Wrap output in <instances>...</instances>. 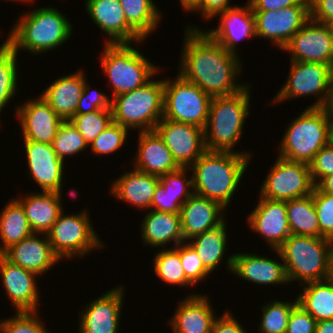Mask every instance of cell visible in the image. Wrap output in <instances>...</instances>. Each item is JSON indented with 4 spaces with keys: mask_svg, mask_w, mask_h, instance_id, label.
Here are the masks:
<instances>
[{
    "mask_svg": "<svg viewBox=\"0 0 333 333\" xmlns=\"http://www.w3.org/2000/svg\"><path fill=\"white\" fill-rule=\"evenodd\" d=\"M185 32L179 65L182 78L196 84L211 98L232 95L247 86L236 84L242 65L238 55L228 52L198 28L189 26Z\"/></svg>",
    "mask_w": 333,
    "mask_h": 333,
    "instance_id": "6da1fadb",
    "label": "cell"
},
{
    "mask_svg": "<svg viewBox=\"0 0 333 333\" xmlns=\"http://www.w3.org/2000/svg\"><path fill=\"white\" fill-rule=\"evenodd\" d=\"M251 155L247 152L206 150L188 169L193 192L220 203L224 208L239 186Z\"/></svg>",
    "mask_w": 333,
    "mask_h": 333,
    "instance_id": "7a4b0ae2",
    "label": "cell"
},
{
    "mask_svg": "<svg viewBox=\"0 0 333 333\" xmlns=\"http://www.w3.org/2000/svg\"><path fill=\"white\" fill-rule=\"evenodd\" d=\"M56 8L43 7L23 14L5 41L16 51L40 54L63 45L72 34V25Z\"/></svg>",
    "mask_w": 333,
    "mask_h": 333,
    "instance_id": "3957f363",
    "label": "cell"
},
{
    "mask_svg": "<svg viewBox=\"0 0 333 333\" xmlns=\"http://www.w3.org/2000/svg\"><path fill=\"white\" fill-rule=\"evenodd\" d=\"M274 252L284 263L288 282L298 279L303 286L329 277L333 252V240L329 238L291 234Z\"/></svg>",
    "mask_w": 333,
    "mask_h": 333,
    "instance_id": "277c9868",
    "label": "cell"
},
{
    "mask_svg": "<svg viewBox=\"0 0 333 333\" xmlns=\"http://www.w3.org/2000/svg\"><path fill=\"white\" fill-rule=\"evenodd\" d=\"M289 125L279 146L283 159L310 164L332 141L333 121L326 108L307 107Z\"/></svg>",
    "mask_w": 333,
    "mask_h": 333,
    "instance_id": "5b68a950",
    "label": "cell"
},
{
    "mask_svg": "<svg viewBox=\"0 0 333 333\" xmlns=\"http://www.w3.org/2000/svg\"><path fill=\"white\" fill-rule=\"evenodd\" d=\"M249 89L247 84L238 93L211 99L208 121L204 129L207 150L233 152L232 148L239 141L245 119L250 113Z\"/></svg>",
    "mask_w": 333,
    "mask_h": 333,
    "instance_id": "8992f818",
    "label": "cell"
},
{
    "mask_svg": "<svg viewBox=\"0 0 333 333\" xmlns=\"http://www.w3.org/2000/svg\"><path fill=\"white\" fill-rule=\"evenodd\" d=\"M164 79L112 98L113 122L128 129L151 131L163 118Z\"/></svg>",
    "mask_w": 333,
    "mask_h": 333,
    "instance_id": "52a82bcc",
    "label": "cell"
},
{
    "mask_svg": "<svg viewBox=\"0 0 333 333\" xmlns=\"http://www.w3.org/2000/svg\"><path fill=\"white\" fill-rule=\"evenodd\" d=\"M131 43H105L101 67L113 87V97L149 82L159 70Z\"/></svg>",
    "mask_w": 333,
    "mask_h": 333,
    "instance_id": "ba28073f",
    "label": "cell"
},
{
    "mask_svg": "<svg viewBox=\"0 0 333 333\" xmlns=\"http://www.w3.org/2000/svg\"><path fill=\"white\" fill-rule=\"evenodd\" d=\"M211 99L179 74L173 81L164 79L163 118L205 129Z\"/></svg>",
    "mask_w": 333,
    "mask_h": 333,
    "instance_id": "9c48e42d",
    "label": "cell"
},
{
    "mask_svg": "<svg viewBox=\"0 0 333 333\" xmlns=\"http://www.w3.org/2000/svg\"><path fill=\"white\" fill-rule=\"evenodd\" d=\"M87 210L75 215H59L47 233L53 253L60 259L82 257L94 249L104 248L90 223ZM85 254V255H84Z\"/></svg>",
    "mask_w": 333,
    "mask_h": 333,
    "instance_id": "30bf717a",
    "label": "cell"
},
{
    "mask_svg": "<svg viewBox=\"0 0 333 333\" xmlns=\"http://www.w3.org/2000/svg\"><path fill=\"white\" fill-rule=\"evenodd\" d=\"M314 186L310 164L278 156L261 186L259 195L269 200L289 201L311 195Z\"/></svg>",
    "mask_w": 333,
    "mask_h": 333,
    "instance_id": "8fae6325",
    "label": "cell"
},
{
    "mask_svg": "<svg viewBox=\"0 0 333 333\" xmlns=\"http://www.w3.org/2000/svg\"><path fill=\"white\" fill-rule=\"evenodd\" d=\"M289 70L286 84L276 94L274 101L320 95L317 102L309 107L326 108L332 91L330 65L291 61Z\"/></svg>",
    "mask_w": 333,
    "mask_h": 333,
    "instance_id": "7c38bea8",
    "label": "cell"
},
{
    "mask_svg": "<svg viewBox=\"0 0 333 333\" xmlns=\"http://www.w3.org/2000/svg\"><path fill=\"white\" fill-rule=\"evenodd\" d=\"M180 168H189L207 149L204 129L162 118L154 129Z\"/></svg>",
    "mask_w": 333,
    "mask_h": 333,
    "instance_id": "4fadbf2b",
    "label": "cell"
},
{
    "mask_svg": "<svg viewBox=\"0 0 333 333\" xmlns=\"http://www.w3.org/2000/svg\"><path fill=\"white\" fill-rule=\"evenodd\" d=\"M255 37L268 38L283 49L310 19V5H296L277 11H253Z\"/></svg>",
    "mask_w": 333,
    "mask_h": 333,
    "instance_id": "5bb4252c",
    "label": "cell"
},
{
    "mask_svg": "<svg viewBox=\"0 0 333 333\" xmlns=\"http://www.w3.org/2000/svg\"><path fill=\"white\" fill-rule=\"evenodd\" d=\"M282 50L291 53V61L323 63L331 66L333 27L310 18Z\"/></svg>",
    "mask_w": 333,
    "mask_h": 333,
    "instance_id": "9a60e30c",
    "label": "cell"
},
{
    "mask_svg": "<svg viewBox=\"0 0 333 333\" xmlns=\"http://www.w3.org/2000/svg\"><path fill=\"white\" fill-rule=\"evenodd\" d=\"M29 174L44 192L61 193L64 161L51 144L24 140Z\"/></svg>",
    "mask_w": 333,
    "mask_h": 333,
    "instance_id": "2e32d148",
    "label": "cell"
},
{
    "mask_svg": "<svg viewBox=\"0 0 333 333\" xmlns=\"http://www.w3.org/2000/svg\"><path fill=\"white\" fill-rule=\"evenodd\" d=\"M250 228L262 235L271 249H278L291 235L286 201L260 197L257 206L248 215Z\"/></svg>",
    "mask_w": 333,
    "mask_h": 333,
    "instance_id": "e0dca14e",
    "label": "cell"
},
{
    "mask_svg": "<svg viewBox=\"0 0 333 333\" xmlns=\"http://www.w3.org/2000/svg\"><path fill=\"white\" fill-rule=\"evenodd\" d=\"M123 286L115 287L89 303L79 318V333H118Z\"/></svg>",
    "mask_w": 333,
    "mask_h": 333,
    "instance_id": "ac0fdd59",
    "label": "cell"
},
{
    "mask_svg": "<svg viewBox=\"0 0 333 333\" xmlns=\"http://www.w3.org/2000/svg\"><path fill=\"white\" fill-rule=\"evenodd\" d=\"M24 140L52 144L63 120L41 97L30 99L16 108Z\"/></svg>",
    "mask_w": 333,
    "mask_h": 333,
    "instance_id": "d6986e66",
    "label": "cell"
},
{
    "mask_svg": "<svg viewBox=\"0 0 333 333\" xmlns=\"http://www.w3.org/2000/svg\"><path fill=\"white\" fill-rule=\"evenodd\" d=\"M0 272L16 312H37L40 296L35 278L38 274L11 263L3 255H0Z\"/></svg>",
    "mask_w": 333,
    "mask_h": 333,
    "instance_id": "ffe728a7",
    "label": "cell"
},
{
    "mask_svg": "<svg viewBox=\"0 0 333 333\" xmlns=\"http://www.w3.org/2000/svg\"><path fill=\"white\" fill-rule=\"evenodd\" d=\"M85 4L89 17L109 36L107 43L133 44L144 40L127 23L119 0H86Z\"/></svg>",
    "mask_w": 333,
    "mask_h": 333,
    "instance_id": "44dd1931",
    "label": "cell"
},
{
    "mask_svg": "<svg viewBox=\"0 0 333 333\" xmlns=\"http://www.w3.org/2000/svg\"><path fill=\"white\" fill-rule=\"evenodd\" d=\"M223 210L220 203L193 194L180 209L184 241L222 225L226 221Z\"/></svg>",
    "mask_w": 333,
    "mask_h": 333,
    "instance_id": "7402d4cb",
    "label": "cell"
},
{
    "mask_svg": "<svg viewBox=\"0 0 333 333\" xmlns=\"http://www.w3.org/2000/svg\"><path fill=\"white\" fill-rule=\"evenodd\" d=\"M228 270L236 276L260 285L289 283L284 263L255 254L238 253L227 259Z\"/></svg>",
    "mask_w": 333,
    "mask_h": 333,
    "instance_id": "603a6c76",
    "label": "cell"
},
{
    "mask_svg": "<svg viewBox=\"0 0 333 333\" xmlns=\"http://www.w3.org/2000/svg\"><path fill=\"white\" fill-rule=\"evenodd\" d=\"M217 15L221 16L220 25L205 32L228 52L238 55L235 51L236 43L256 36L255 18L250 4L247 2L245 7L235 5Z\"/></svg>",
    "mask_w": 333,
    "mask_h": 333,
    "instance_id": "cb8c5ba5",
    "label": "cell"
},
{
    "mask_svg": "<svg viewBox=\"0 0 333 333\" xmlns=\"http://www.w3.org/2000/svg\"><path fill=\"white\" fill-rule=\"evenodd\" d=\"M11 263L40 275L60 261L53 253L47 234L42 239L38 233L12 245L2 254Z\"/></svg>",
    "mask_w": 333,
    "mask_h": 333,
    "instance_id": "d4e9b609",
    "label": "cell"
},
{
    "mask_svg": "<svg viewBox=\"0 0 333 333\" xmlns=\"http://www.w3.org/2000/svg\"><path fill=\"white\" fill-rule=\"evenodd\" d=\"M139 145L135 158V169L156 176L178 170L171 151L155 130L139 131Z\"/></svg>",
    "mask_w": 333,
    "mask_h": 333,
    "instance_id": "484cf974",
    "label": "cell"
},
{
    "mask_svg": "<svg viewBox=\"0 0 333 333\" xmlns=\"http://www.w3.org/2000/svg\"><path fill=\"white\" fill-rule=\"evenodd\" d=\"M170 320L174 333H211L215 315L205 295H190L178 303Z\"/></svg>",
    "mask_w": 333,
    "mask_h": 333,
    "instance_id": "4316f807",
    "label": "cell"
},
{
    "mask_svg": "<svg viewBox=\"0 0 333 333\" xmlns=\"http://www.w3.org/2000/svg\"><path fill=\"white\" fill-rule=\"evenodd\" d=\"M187 169L179 168L158 176L159 183L151 203L153 210L180 214L182 205L194 194L192 178L187 180L185 177Z\"/></svg>",
    "mask_w": 333,
    "mask_h": 333,
    "instance_id": "83f0119b",
    "label": "cell"
},
{
    "mask_svg": "<svg viewBox=\"0 0 333 333\" xmlns=\"http://www.w3.org/2000/svg\"><path fill=\"white\" fill-rule=\"evenodd\" d=\"M85 81V74L77 70L56 79L40 96L63 121H69L76 113Z\"/></svg>",
    "mask_w": 333,
    "mask_h": 333,
    "instance_id": "f1b7e54d",
    "label": "cell"
},
{
    "mask_svg": "<svg viewBox=\"0 0 333 333\" xmlns=\"http://www.w3.org/2000/svg\"><path fill=\"white\" fill-rule=\"evenodd\" d=\"M61 199V193L42 191L16 200L24 208L33 233L45 235L63 212Z\"/></svg>",
    "mask_w": 333,
    "mask_h": 333,
    "instance_id": "f546056e",
    "label": "cell"
},
{
    "mask_svg": "<svg viewBox=\"0 0 333 333\" xmlns=\"http://www.w3.org/2000/svg\"><path fill=\"white\" fill-rule=\"evenodd\" d=\"M111 192L117 199L129 202L138 208L151 209L152 198L159 183L156 175L138 170L125 172L112 182Z\"/></svg>",
    "mask_w": 333,
    "mask_h": 333,
    "instance_id": "4dcf8cb0",
    "label": "cell"
},
{
    "mask_svg": "<svg viewBox=\"0 0 333 333\" xmlns=\"http://www.w3.org/2000/svg\"><path fill=\"white\" fill-rule=\"evenodd\" d=\"M151 210L140 225L144 244L159 248L169 242H174L175 247L183 243L180 214Z\"/></svg>",
    "mask_w": 333,
    "mask_h": 333,
    "instance_id": "1f68e13d",
    "label": "cell"
},
{
    "mask_svg": "<svg viewBox=\"0 0 333 333\" xmlns=\"http://www.w3.org/2000/svg\"><path fill=\"white\" fill-rule=\"evenodd\" d=\"M298 304L317 322L333 319V283L329 280L305 283Z\"/></svg>",
    "mask_w": 333,
    "mask_h": 333,
    "instance_id": "d6a6232c",
    "label": "cell"
},
{
    "mask_svg": "<svg viewBox=\"0 0 333 333\" xmlns=\"http://www.w3.org/2000/svg\"><path fill=\"white\" fill-rule=\"evenodd\" d=\"M32 234L22 205L16 199L9 201L0 214V255Z\"/></svg>",
    "mask_w": 333,
    "mask_h": 333,
    "instance_id": "836d02e7",
    "label": "cell"
},
{
    "mask_svg": "<svg viewBox=\"0 0 333 333\" xmlns=\"http://www.w3.org/2000/svg\"><path fill=\"white\" fill-rule=\"evenodd\" d=\"M291 234L320 237V226L312 194L286 201Z\"/></svg>",
    "mask_w": 333,
    "mask_h": 333,
    "instance_id": "e575fe53",
    "label": "cell"
},
{
    "mask_svg": "<svg viewBox=\"0 0 333 333\" xmlns=\"http://www.w3.org/2000/svg\"><path fill=\"white\" fill-rule=\"evenodd\" d=\"M226 223L202 234L196 235L191 243L188 242L198 253L204 267L211 273L220 265L225 255L227 244Z\"/></svg>",
    "mask_w": 333,
    "mask_h": 333,
    "instance_id": "d590c367",
    "label": "cell"
},
{
    "mask_svg": "<svg viewBox=\"0 0 333 333\" xmlns=\"http://www.w3.org/2000/svg\"><path fill=\"white\" fill-rule=\"evenodd\" d=\"M127 23L143 38L149 37L161 19L153 0H119Z\"/></svg>",
    "mask_w": 333,
    "mask_h": 333,
    "instance_id": "8d00e7d4",
    "label": "cell"
},
{
    "mask_svg": "<svg viewBox=\"0 0 333 333\" xmlns=\"http://www.w3.org/2000/svg\"><path fill=\"white\" fill-rule=\"evenodd\" d=\"M154 272L160 280L177 286H192L186 278L179 257V245L170 249L160 250L154 258Z\"/></svg>",
    "mask_w": 333,
    "mask_h": 333,
    "instance_id": "74e56055",
    "label": "cell"
},
{
    "mask_svg": "<svg viewBox=\"0 0 333 333\" xmlns=\"http://www.w3.org/2000/svg\"><path fill=\"white\" fill-rule=\"evenodd\" d=\"M17 56V52L6 41L0 46V112L16 95Z\"/></svg>",
    "mask_w": 333,
    "mask_h": 333,
    "instance_id": "f35d334b",
    "label": "cell"
},
{
    "mask_svg": "<svg viewBox=\"0 0 333 333\" xmlns=\"http://www.w3.org/2000/svg\"><path fill=\"white\" fill-rule=\"evenodd\" d=\"M70 122L77 128L85 142L90 146L92 141L112 124V110L99 109L87 114H75L70 119Z\"/></svg>",
    "mask_w": 333,
    "mask_h": 333,
    "instance_id": "ab89813d",
    "label": "cell"
},
{
    "mask_svg": "<svg viewBox=\"0 0 333 333\" xmlns=\"http://www.w3.org/2000/svg\"><path fill=\"white\" fill-rule=\"evenodd\" d=\"M298 304L294 302L273 301L262 307L260 333H286L292 309Z\"/></svg>",
    "mask_w": 333,
    "mask_h": 333,
    "instance_id": "60d3db41",
    "label": "cell"
},
{
    "mask_svg": "<svg viewBox=\"0 0 333 333\" xmlns=\"http://www.w3.org/2000/svg\"><path fill=\"white\" fill-rule=\"evenodd\" d=\"M51 145L55 153L63 161L65 156L80 153L88 146L81 133L70 120L61 123Z\"/></svg>",
    "mask_w": 333,
    "mask_h": 333,
    "instance_id": "b9f144b4",
    "label": "cell"
},
{
    "mask_svg": "<svg viewBox=\"0 0 333 333\" xmlns=\"http://www.w3.org/2000/svg\"><path fill=\"white\" fill-rule=\"evenodd\" d=\"M128 128L112 122V124L95 138L91 145L94 154L113 153L123 146L128 135Z\"/></svg>",
    "mask_w": 333,
    "mask_h": 333,
    "instance_id": "7bdbcfd3",
    "label": "cell"
},
{
    "mask_svg": "<svg viewBox=\"0 0 333 333\" xmlns=\"http://www.w3.org/2000/svg\"><path fill=\"white\" fill-rule=\"evenodd\" d=\"M312 196L320 226V237L333 240V194L321 192L314 186Z\"/></svg>",
    "mask_w": 333,
    "mask_h": 333,
    "instance_id": "ee69618b",
    "label": "cell"
},
{
    "mask_svg": "<svg viewBox=\"0 0 333 333\" xmlns=\"http://www.w3.org/2000/svg\"><path fill=\"white\" fill-rule=\"evenodd\" d=\"M14 315L0 321L4 333H49L36 312H16Z\"/></svg>",
    "mask_w": 333,
    "mask_h": 333,
    "instance_id": "f6af8a7d",
    "label": "cell"
},
{
    "mask_svg": "<svg viewBox=\"0 0 333 333\" xmlns=\"http://www.w3.org/2000/svg\"><path fill=\"white\" fill-rule=\"evenodd\" d=\"M179 257L185 276L192 284H197L210 274L198 253L186 241L179 244Z\"/></svg>",
    "mask_w": 333,
    "mask_h": 333,
    "instance_id": "bcb514c9",
    "label": "cell"
},
{
    "mask_svg": "<svg viewBox=\"0 0 333 333\" xmlns=\"http://www.w3.org/2000/svg\"><path fill=\"white\" fill-rule=\"evenodd\" d=\"M88 87L86 80L75 114H87L99 109H111V99L105 93L90 91Z\"/></svg>",
    "mask_w": 333,
    "mask_h": 333,
    "instance_id": "7dc6e473",
    "label": "cell"
},
{
    "mask_svg": "<svg viewBox=\"0 0 333 333\" xmlns=\"http://www.w3.org/2000/svg\"><path fill=\"white\" fill-rule=\"evenodd\" d=\"M310 172L314 185L323 177L333 173V141L324 146L315 155L313 161L310 163Z\"/></svg>",
    "mask_w": 333,
    "mask_h": 333,
    "instance_id": "c3c4849f",
    "label": "cell"
},
{
    "mask_svg": "<svg viewBox=\"0 0 333 333\" xmlns=\"http://www.w3.org/2000/svg\"><path fill=\"white\" fill-rule=\"evenodd\" d=\"M317 321L299 304L291 311L286 333H315Z\"/></svg>",
    "mask_w": 333,
    "mask_h": 333,
    "instance_id": "681fc988",
    "label": "cell"
},
{
    "mask_svg": "<svg viewBox=\"0 0 333 333\" xmlns=\"http://www.w3.org/2000/svg\"><path fill=\"white\" fill-rule=\"evenodd\" d=\"M310 18L333 27V0H309Z\"/></svg>",
    "mask_w": 333,
    "mask_h": 333,
    "instance_id": "f907efd6",
    "label": "cell"
},
{
    "mask_svg": "<svg viewBox=\"0 0 333 333\" xmlns=\"http://www.w3.org/2000/svg\"><path fill=\"white\" fill-rule=\"evenodd\" d=\"M247 2L250 4L252 11H277L290 6L310 5L309 0H249Z\"/></svg>",
    "mask_w": 333,
    "mask_h": 333,
    "instance_id": "816d5d0a",
    "label": "cell"
},
{
    "mask_svg": "<svg viewBox=\"0 0 333 333\" xmlns=\"http://www.w3.org/2000/svg\"><path fill=\"white\" fill-rule=\"evenodd\" d=\"M230 313L227 311L215 319L211 333H247Z\"/></svg>",
    "mask_w": 333,
    "mask_h": 333,
    "instance_id": "f5cc1de1",
    "label": "cell"
},
{
    "mask_svg": "<svg viewBox=\"0 0 333 333\" xmlns=\"http://www.w3.org/2000/svg\"><path fill=\"white\" fill-rule=\"evenodd\" d=\"M230 0H201L200 6L195 10L202 13V16L207 20L217 16L218 13L230 9Z\"/></svg>",
    "mask_w": 333,
    "mask_h": 333,
    "instance_id": "db71d44e",
    "label": "cell"
},
{
    "mask_svg": "<svg viewBox=\"0 0 333 333\" xmlns=\"http://www.w3.org/2000/svg\"><path fill=\"white\" fill-rule=\"evenodd\" d=\"M315 186L321 192L333 194V173L323 177Z\"/></svg>",
    "mask_w": 333,
    "mask_h": 333,
    "instance_id": "11a10c76",
    "label": "cell"
},
{
    "mask_svg": "<svg viewBox=\"0 0 333 333\" xmlns=\"http://www.w3.org/2000/svg\"><path fill=\"white\" fill-rule=\"evenodd\" d=\"M315 333H333V319L317 322Z\"/></svg>",
    "mask_w": 333,
    "mask_h": 333,
    "instance_id": "9f6ffc18",
    "label": "cell"
},
{
    "mask_svg": "<svg viewBox=\"0 0 333 333\" xmlns=\"http://www.w3.org/2000/svg\"><path fill=\"white\" fill-rule=\"evenodd\" d=\"M185 11H195L201 4V0H180Z\"/></svg>",
    "mask_w": 333,
    "mask_h": 333,
    "instance_id": "6f0895ef",
    "label": "cell"
},
{
    "mask_svg": "<svg viewBox=\"0 0 333 333\" xmlns=\"http://www.w3.org/2000/svg\"><path fill=\"white\" fill-rule=\"evenodd\" d=\"M326 109L328 110L329 116H330L331 120L333 121V89L331 91L330 99L326 106Z\"/></svg>",
    "mask_w": 333,
    "mask_h": 333,
    "instance_id": "680465c9",
    "label": "cell"
},
{
    "mask_svg": "<svg viewBox=\"0 0 333 333\" xmlns=\"http://www.w3.org/2000/svg\"><path fill=\"white\" fill-rule=\"evenodd\" d=\"M328 279L333 283V252L331 256L330 270Z\"/></svg>",
    "mask_w": 333,
    "mask_h": 333,
    "instance_id": "91938a15",
    "label": "cell"
},
{
    "mask_svg": "<svg viewBox=\"0 0 333 333\" xmlns=\"http://www.w3.org/2000/svg\"><path fill=\"white\" fill-rule=\"evenodd\" d=\"M330 73H331V88L333 89V61L330 66Z\"/></svg>",
    "mask_w": 333,
    "mask_h": 333,
    "instance_id": "94428289",
    "label": "cell"
},
{
    "mask_svg": "<svg viewBox=\"0 0 333 333\" xmlns=\"http://www.w3.org/2000/svg\"><path fill=\"white\" fill-rule=\"evenodd\" d=\"M9 1H13V2H14V1H22V2H26V3H27V2H29V1L31 2V1H33V0H9Z\"/></svg>",
    "mask_w": 333,
    "mask_h": 333,
    "instance_id": "6125c7cd",
    "label": "cell"
}]
</instances>
